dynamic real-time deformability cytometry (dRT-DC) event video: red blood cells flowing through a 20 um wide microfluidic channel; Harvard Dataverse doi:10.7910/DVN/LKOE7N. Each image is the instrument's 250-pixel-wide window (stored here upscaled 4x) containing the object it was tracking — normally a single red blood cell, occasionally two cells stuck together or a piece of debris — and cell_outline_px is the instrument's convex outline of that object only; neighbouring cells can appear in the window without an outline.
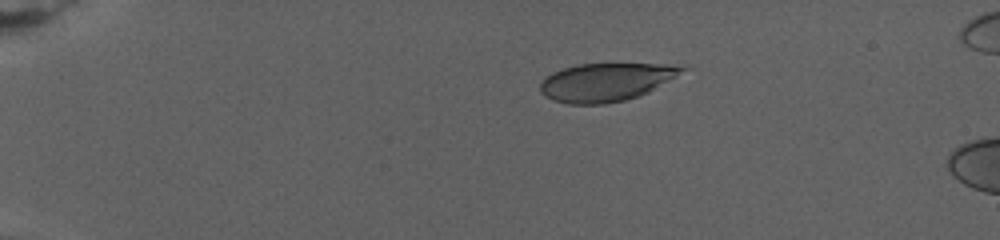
{"species": "human", "species_latin": "Homo sapiens", "temperature_condition": "warm", "stored_images_in_passage": 7, "camera_frame_rate_fps": 3000, "um_per_image_px": 0.085, "donor": {"sex": "female"}, "frame": {"image": 1, "passage_image": 1, "time_ms": 0.0, "image_size_px": [1000, 240], "cell_outline_px": [[692, 68], [648, 92], [624, 100], [604, 104], [568, 104], [552, 100], [544, 96], [540, 92], [540, 84], [544, 76], [552, 72], [576, 64], [688, 64]], "centroid_in_image_um": [51.55, 6.96], "position_along_channel_um": 33.4, "area_um2": 31.96}}